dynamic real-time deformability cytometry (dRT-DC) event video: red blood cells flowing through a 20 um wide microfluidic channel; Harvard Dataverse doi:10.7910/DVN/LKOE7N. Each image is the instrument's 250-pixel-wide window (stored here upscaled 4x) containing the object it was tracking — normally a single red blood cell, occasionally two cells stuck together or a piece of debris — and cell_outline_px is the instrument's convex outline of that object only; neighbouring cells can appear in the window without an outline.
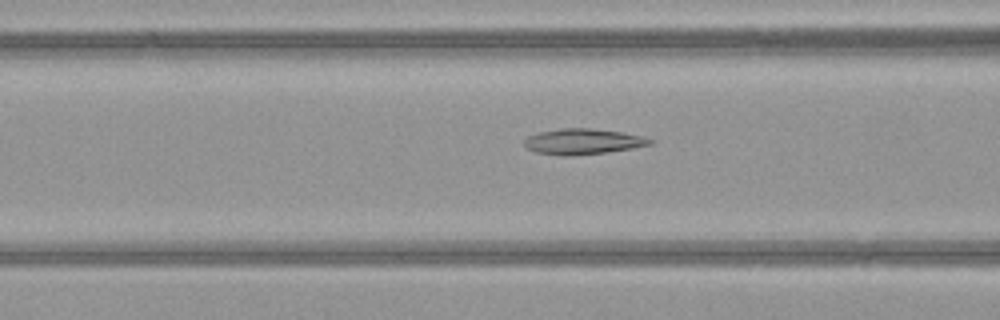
{"species": "common noctule bat (a hibernating species)", "species_latin": "Nyctalus noctula", "temperature_condition": "warm", "stored_images_in_passage": 38, "camera_frame_rate_fps": 3000, "um_per_image_px": 0.085, "animal": {"sex": "female", "body_mass_g": 21.9}, "frame": {"image": 1, "passage_image": 8, "time_ms": 2.333, "image_size_px": [1000, 320], "cell_outline_px": [[656, 140], [652, 144], [632, 148], [604, 152], [572, 156], [560, 156], [536, 152], [528, 148], [524, 144], [524, 140], [528, 136], [540, 132], [560, 128], [592, 128], [620, 132], [640, 136]], "centroid_in_image_um": [49.53, 12.03], "position_along_channel_um": 117.1, "area_um2": 18.67}}
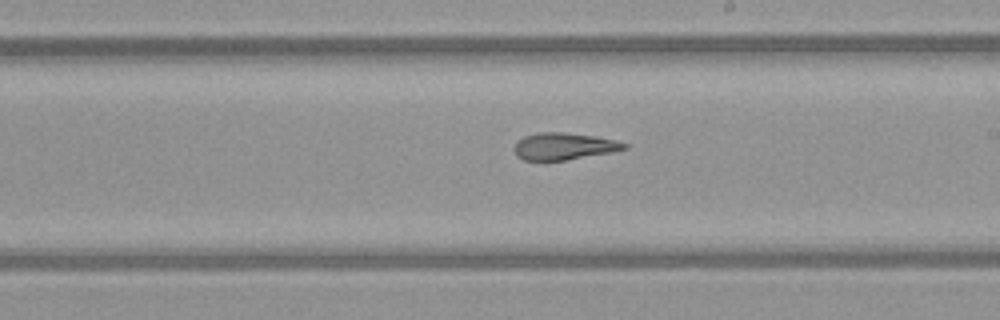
{"frame": {"image": 2, "passage_image": 17, "time_ms": 5.333, "image_size_px": [1000, 320], "cell_outline_px": [[628, 148], [612, 152], [564, 160], [524, 160], [516, 156], [512, 148], [524, 136], [536, 132], [564, 132], [596, 136], [616, 140], [628, 144]], "centroid_in_image_um": [47.93, 12.42], "position_along_channel_um": 241.1, "area_um2": 17.34}}
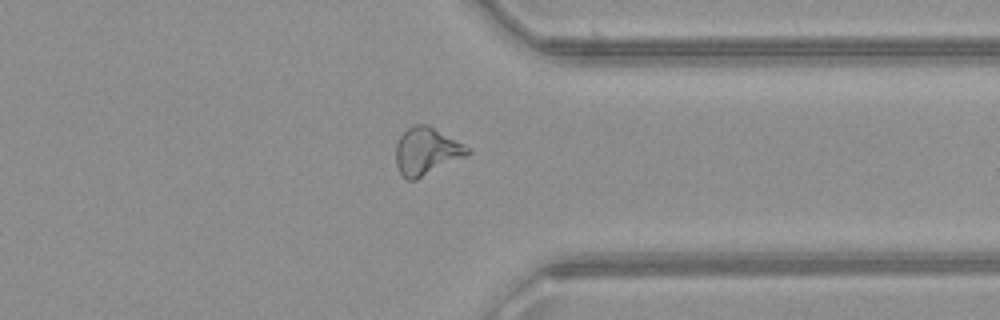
{"frame": {"image": 3, "passage_image": 27, "time_ms": 8.667, "image_size_px": [1000, 320], "cell_outline_px": [[472, 152], [468, 156], [416, 180], [408, 180], [400, 172], [396, 164], [396, 144], [400, 136], [408, 128], [416, 124], [428, 124], [472, 148]], "centroid_in_image_um": [36.31, 12.86], "position_along_channel_um": 375.1, "area_um2": 20.06}, "authors_computed_cell_mechanics": {"area_um2": 18.6983, "velocity_mm_per_s": 4.1195, "shape_relaxation_time_tau1_ms": 8.1989, "shape_relaxation_time_tau2_ms": 2.5068, "deformation_change_tau1": 0.2241, "deformation_change_tau2": 0.0952}}